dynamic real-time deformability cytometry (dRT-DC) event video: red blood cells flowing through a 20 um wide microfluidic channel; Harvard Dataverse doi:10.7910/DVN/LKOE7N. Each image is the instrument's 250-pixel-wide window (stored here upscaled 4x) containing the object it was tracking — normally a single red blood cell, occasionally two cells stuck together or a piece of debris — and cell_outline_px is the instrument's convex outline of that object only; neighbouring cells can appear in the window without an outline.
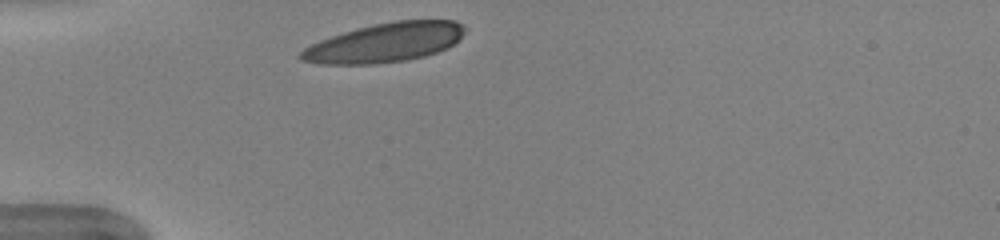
{"species": "human", "species_latin": "Homo sapiens", "temperature_condition": "warm", "stored_images_in_passage": 30, "camera_frame_rate_fps": 3000, "um_per_image_px": 0.085, "donor": {"sex": "female"}, "frame": {"image": 1, "passage_image": 1, "time_ms": 0.0, "image_size_px": [1000, 240], "cell_outline_px": [[468, 28], [460, 40], [448, 48], [424, 56], [404, 60], [372, 64], [320, 64], [300, 60], [296, 56], [304, 48], [320, 40], [356, 28], [396, 20], [456, 20], [464, 24]], "centroid_in_image_um": [32.76, 3.61], "position_along_channel_um": 52.2, "area_um2": 37.63}}
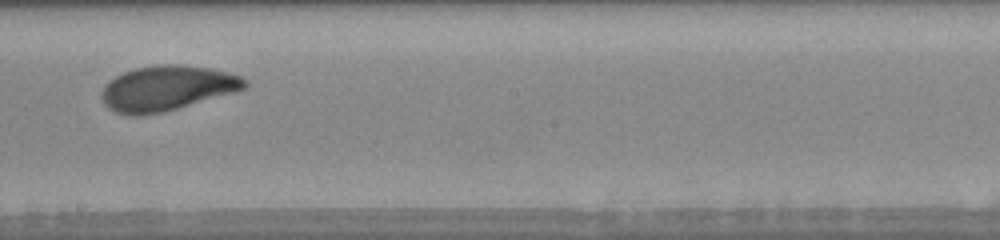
{"frame": {"image": 2, "passage_image": 16, "time_ms": 5.0, "image_size_px": [1000, 240], "cell_outline_px": [[248, 84], [244, 88], [236, 92], [176, 108], [160, 112], [116, 112], [108, 108], [104, 104], [100, 96], [100, 92], [104, 84], [108, 80], [124, 72], [136, 68], [160, 64], [180, 64], [212, 68], [244, 76], [248, 80]], "centroid_in_image_um": [14.24, 7.44], "position_along_channel_um": 234.0, "area_um2": 37.05}}
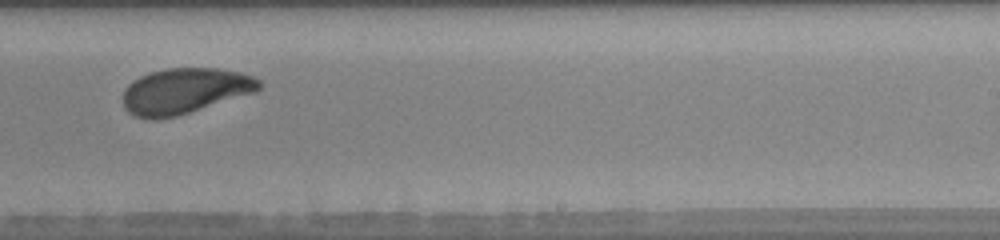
{"frame": {"image": 3, "passage_image": 19, "time_ms": 6.0, "image_size_px": [1000, 240], "cell_outline_px": [[264, 84], [256, 92], [176, 116], [152, 120], [136, 116], [128, 112], [124, 108], [124, 88], [132, 80], [148, 72], [168, 68], [220, 68], [240, 72], [252, 76], [260, 80]], "centroid_in_image_um": [15.71, 7.72], "position_along_channel_um": 273.3, "area_um2": 36.36}, "authors_computed_cell_mechanics": {"area_um2": 36.9053, "velocity_mm_per_s": 3.96, "shape_relaxation_time_tau1_ms": 3.6172, "shape_relaxation_time_tau2_ms": 1.4706, "deformation_change_tau1": 0.145, "deformation_change_tau2": 0.0758}}